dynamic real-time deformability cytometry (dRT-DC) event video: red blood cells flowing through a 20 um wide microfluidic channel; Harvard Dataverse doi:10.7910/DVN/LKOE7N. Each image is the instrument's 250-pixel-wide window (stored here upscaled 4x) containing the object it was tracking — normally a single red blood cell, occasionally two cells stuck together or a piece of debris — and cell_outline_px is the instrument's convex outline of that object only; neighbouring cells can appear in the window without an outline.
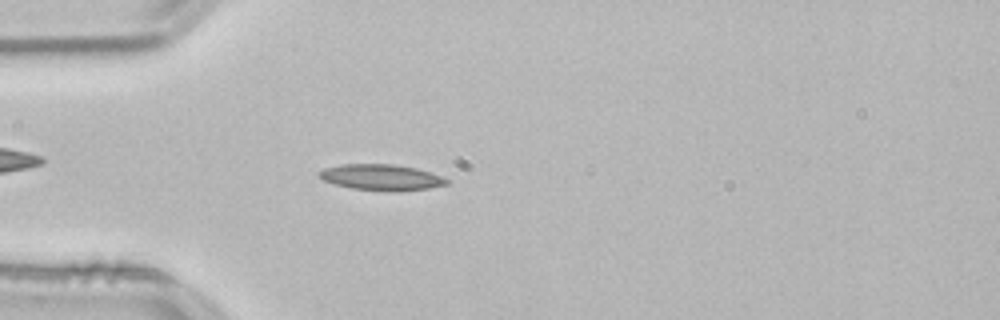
{"species": "common noctule bat (a hibernating species)", "species_latin": "Nyctalus noctula", "temperature_condition": "room temperature", "stored_images_in_passage": 52, "camera_frame_rate_fps": 3000, "um_per_image_px": 0.085, "animal": {"sex": "male", "body_mass_g": 21.5, "forearm_length_mm": 52.0}, "frame": {"image": 1, "passage_image": 14, "time_ms": 4.333, "image_size_px": [1000, 320], "cell_outline_px": [[452, 180], [448, 184], [428, 188], [352, 188], [336, 184], [324, 180], [316, 172], [324, 168], [340, 164], [392, 164], [416, 168]], "centroid_in_image_um": [32.37, 15.01], "position_along_channel_um": 52.6, "area_um2": 18.15}}
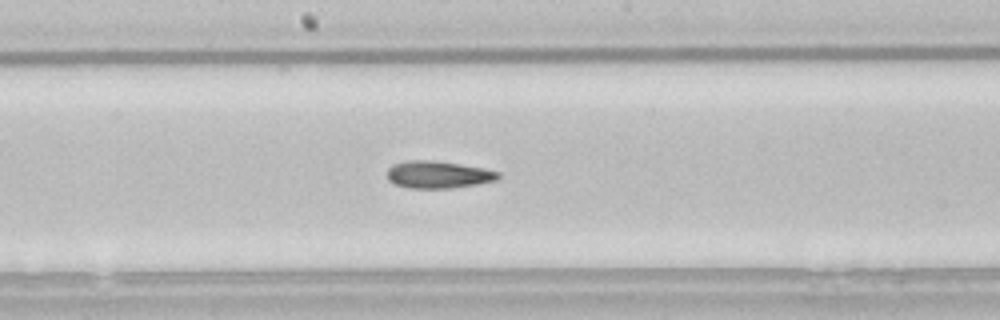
{"frame": {"image": 2, "passage_image": 27, "time_ms": 8.667, "image_size_px": [1000, 320], "cell_outline_px": [[500, 176], [496, 180], [476, 184], [452, 188], [412, 188], [396, 184], [388, 180], [388, 168], [392, 164], [408, 160], [432, 160], [460, 164], [484, 168], [500, 172]], "centroid_in_image_um": [37.24, 14.83], "position_along_channel_um": 211.0, "area_um2": 17.57}}
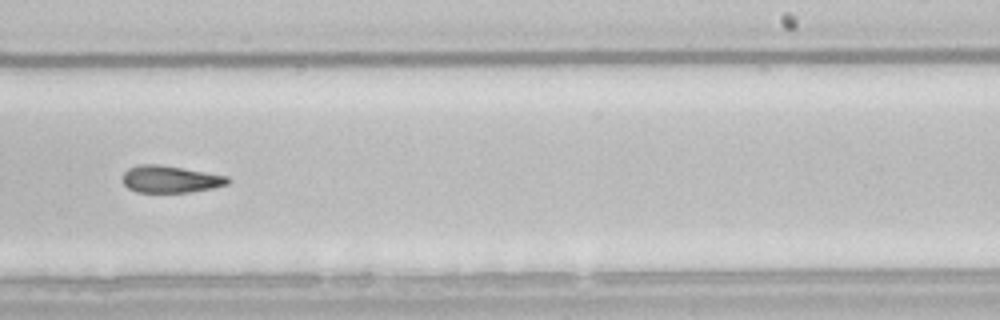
{"frame": {"image": 3, "passage_image": 32, "time_ms": 10.333, "image_size_px": [1000, 320], "cell_outline_px": [[232, 180], [228, 184], [216, 188], [192, 192], [136, 192], [128, 188], [124, 184], [124, 172], [128, 168], [140, 164], [156, 164], [228, 176]], "centroid_in_image_um": [14.52, 15.24], "position_along_channel_um": 274.5, "area_um2": 16.53}, "authors_computed_cell_mechanics": {"area_um2": 17.6579, "velocity_mm_per_s": 3.8409, "shape_relaxation_time_tau1_ms": 10.1162, "shape_relaxation_time_tau2_ms": 3.2912, "deformation_change_tau1": 0.2146, "deformation_change_tau2": 0.1107}}